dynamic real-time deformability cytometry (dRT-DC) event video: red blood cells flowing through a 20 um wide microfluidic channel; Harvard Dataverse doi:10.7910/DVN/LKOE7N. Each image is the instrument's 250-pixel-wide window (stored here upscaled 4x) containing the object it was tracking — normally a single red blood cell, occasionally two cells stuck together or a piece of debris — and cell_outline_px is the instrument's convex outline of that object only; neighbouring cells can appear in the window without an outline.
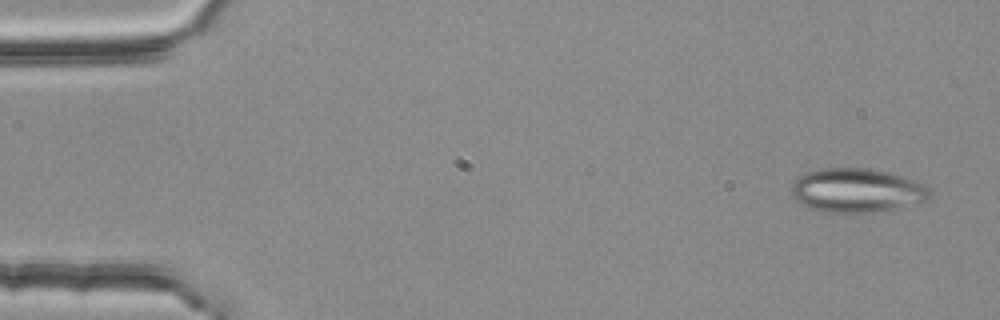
{"species": "common noctule bat (a hibernating species)", "species_latin": "Nyctalus noctula", "temperature_condition": "room temperature", "stored_images_in_passage": 5, "segment_of_instrument_passage": [1, 2], "camera_frame_rate_fps": 3000, "um_per_image_px": 0.085, "animal": {"sex": "female", "body_mass_g": 25.1}, "frame": {"image": 1, "passage_image": 1, "time_ms": 0.0, "image_size_px": [1000, 320], "cell_outline_px": [[932, 192], [928, 200], [876, 212], [824, 212], [800, 204], [792, 196], [792, 184], [800, 176], [808, 172], [824, 168], [868, 168], [888, 172], [904, 176], [916, 180], [924, 184]], "centroid_in_image_um": [72.85, 16.18], "position_along_channel_um": 12.2, "area_um2": 35.32}}